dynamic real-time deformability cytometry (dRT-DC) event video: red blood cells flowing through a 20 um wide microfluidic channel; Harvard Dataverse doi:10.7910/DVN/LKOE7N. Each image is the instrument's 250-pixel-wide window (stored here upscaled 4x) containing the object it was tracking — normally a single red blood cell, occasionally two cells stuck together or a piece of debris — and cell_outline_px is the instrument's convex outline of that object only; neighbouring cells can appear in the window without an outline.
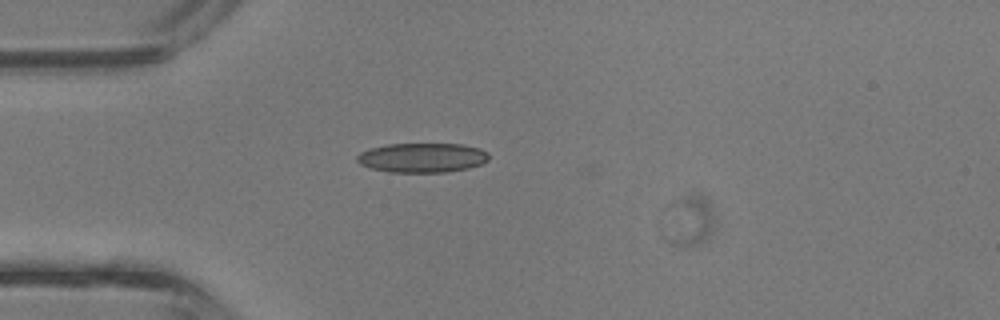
{"species": "common noctule bat (a hibernating species)", "species_latin": "Nyctalus noctula", "temperature_condition": "room temperature", "stored_images_in_passage": 31, "camera_frame_rate_fps": 3000, "um_per_image_px": 0.085, "animal": {"sex": "male", "body_mass_g": 13.3}, "frame": {"image": 1, "passage_image": 1, "time_ms": 0.0, "image_size_px": [1000, 320], "cell_outline_px": [[488, 160], [480, 164], [468, 168], [448, 172], [388, 172], [372, 168], [360, 164], [356, 160], [356, 156], [360, 152], [372, 148], [388, 144], [464, 144], [480, 148], [488, 152]], "centroid_in_image_um": [35.9, 13.4], "position_along_channel_um": 49.1, "area_um2": 22.66}}
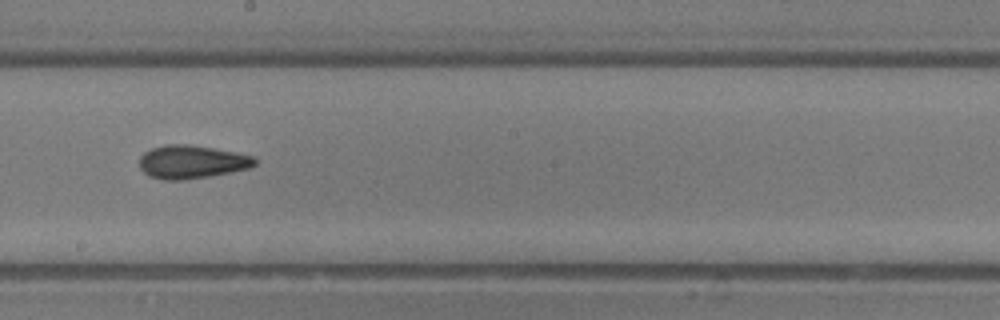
{"frame": {"image": 2, "passage_image": 13, "time_ms": 4.0, "image_size_px": [1000, 320], "cell_outline_px": [[256, 164], [248, 168], [232, 172], [184, 180], [164, 180], [148, 176], [140, 168], [140, 156], [144, 152], [152, 148], [172, 144], [184, 144], [212, 148], [252, 156], [256, 160]], "centroid_in_image_um": [16.26, 13.77], "position_along_channel_um": 231.9, "area_um2": 22.08}}
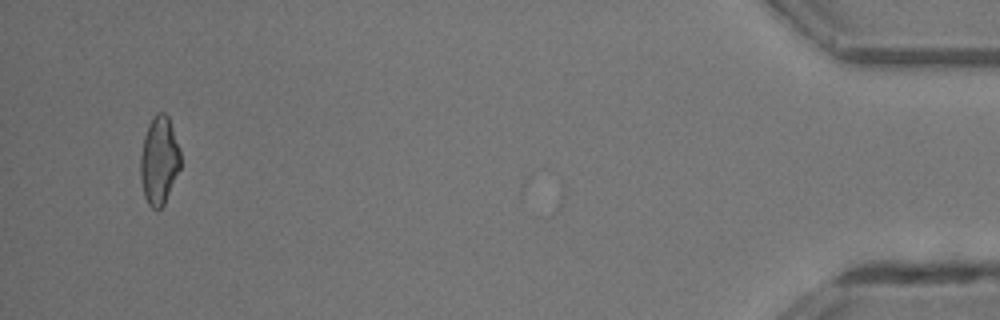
{"frame": {"image": 3, "passage_image": 30, "time_ms": 9.667, "image_size_px": [1000, 320], "cell_outline_px": [[180, 168], [164, 204], [160, 208], [152, 208], [148, 204], [144, 196], [140, 176], [140, 156], [144, 136], [148, 124], [156, 112], [164, 112], [168, 116], [180, 152]], "centroid_in_image_um": [13.51, 13.63], "position_along_channel_um": 421.7, "area_um2": 20.4}, "authors_computed_cell_mechanics": {"area_um2": 21.0392, "velocity_mm_per_s": 4.8497, "shape_relaxation_time_tau1_ms": null, "shape_relaxation_time_tau2_ms": 3.4128, "deformation_change_tau1": null, "deformation_change_tau2": 0.1287}}